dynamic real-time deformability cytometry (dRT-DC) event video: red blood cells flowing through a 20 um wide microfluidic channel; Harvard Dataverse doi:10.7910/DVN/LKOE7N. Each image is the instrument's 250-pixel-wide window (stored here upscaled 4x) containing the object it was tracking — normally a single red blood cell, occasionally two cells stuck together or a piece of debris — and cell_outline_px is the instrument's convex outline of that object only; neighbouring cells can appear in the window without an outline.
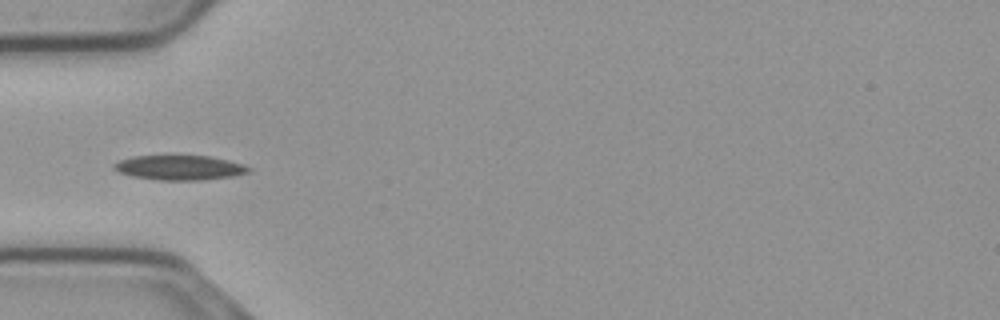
{"species": "common noctule bat (a hibernating species)", "species_latin": "Nyctalus noctula", "temperature_condition": "cold", "stored_images_in_passage": 31, "camera_frame_rate_fps": 3000, "um_per_image_px": 0.085, "animal": {"sex": "male", "body_mass_g": 23.1, "forearm_length_mm": 52.7}, "frame": {"image": 1, "passage_image": 2, "time_ms": 0.333, "image_size_px": [1000, 320], "cell_outline_px": [[252, 168], [248, 172], [232, 176], [200, 180], [160, 180], [132, 176], [120, 172], [112, 168], [112, 164], [120, 160], [132, 156], [208, 156], [228, 160], [244, 164]], "centroid_in_image_um": [15.25, 14.25], "position_along_channel_um": 69.7, "area_um2": 19.25}}
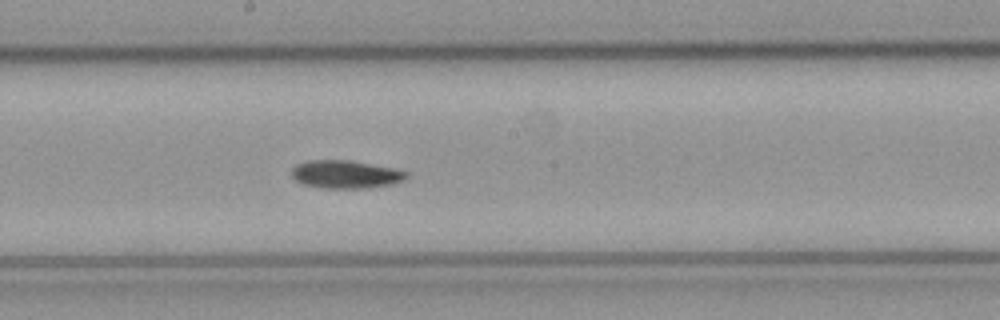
{"frame": {"image": 2, "passage_image": 14, "time_ms": 4.333, "image_size_px": [1000, 320], "cell_outline_px": [[408, 176], [404, 180], [392, 184], [364, 188], [324, 188], [304, 184], [296, 180], [292, 176], [292, 168], [296, 164], [308, 160], [348, 160], [396, 168], [408, 172]], "centroid_in_image_um": [29.39, 14.81], "position_along_channel_um": 218.8, "area_um2": 18.73}}
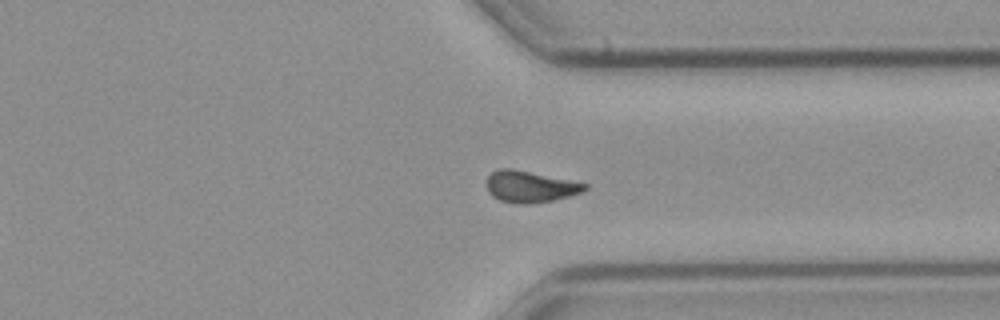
{"frame": {"image": 3, "passage_image": 26, "time_ms": 8.333, "image_size_px": [1000, 320], "cell_outline_px": [[588, 188], [580, 192], [556, 200], [532, 204], [524, 204], [500, 200], [492, 196], [488, 192], [488, 176], [492, 172], [500, 168], [512, 168], [588, 184]], "centroid_in_image_um": [45.06, 15.87], "position_along_channel_um": 366.3, "area_um2": 17.8}, "authors_computed_cell_mechanics": {"area_um2": 18.0336, "velocity_mm_per_s": 3.6998, "shape_relaxation_time_tau1_ms": 10.8362, "shape_relaxation_time_tau2_ms": null, "deformation_change_tau1": 0.1848, "deformation_change_tau2": null}}